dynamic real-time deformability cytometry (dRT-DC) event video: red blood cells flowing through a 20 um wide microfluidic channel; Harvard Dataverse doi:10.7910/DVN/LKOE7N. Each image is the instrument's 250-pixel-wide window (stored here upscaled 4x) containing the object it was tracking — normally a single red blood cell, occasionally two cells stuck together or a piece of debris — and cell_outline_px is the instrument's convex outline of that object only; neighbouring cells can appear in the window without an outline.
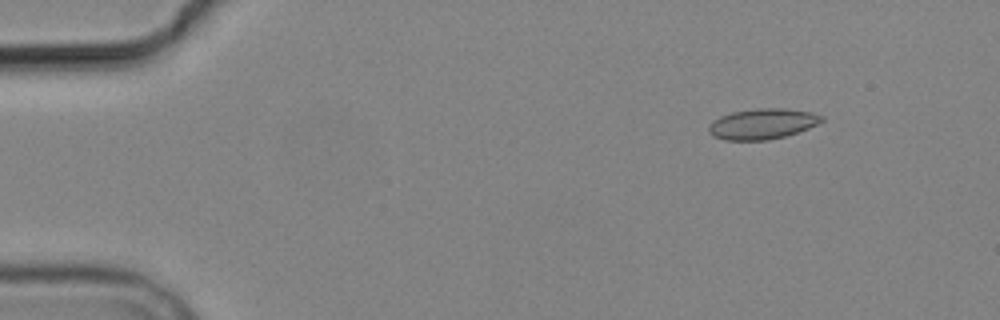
{"species": "common noctule bat (a hibernating species)", "species_latin": "Nyctalus noctula", "temperature_condition": "cold", "stored_images_in_passage": 3, "camera_frame_rate_fps": 3000, "um_per_image_px": 0.085, "animal": {"sex": "male", "body_mass_g": 19.2, "forearm_length_mm": 51.8}, "frame": {"image": 1, "passage_image": 2, "time_ms": 1.0, "image_size_px": [1000, 320], "cell_outline_px": [[824, 120], [808, 128], [784, 136], [768, 140], [724, 140], [712, 136], [708, 132], [708, 128], [712, 120], [720, 116], [732, 112], [756, 108], [784, 108], [812, 112], [824, 116]], "centroid_in_image_um": [64.77, 10.52], "position_along_channel_um": 20.2, "area_um2": 20.17}}